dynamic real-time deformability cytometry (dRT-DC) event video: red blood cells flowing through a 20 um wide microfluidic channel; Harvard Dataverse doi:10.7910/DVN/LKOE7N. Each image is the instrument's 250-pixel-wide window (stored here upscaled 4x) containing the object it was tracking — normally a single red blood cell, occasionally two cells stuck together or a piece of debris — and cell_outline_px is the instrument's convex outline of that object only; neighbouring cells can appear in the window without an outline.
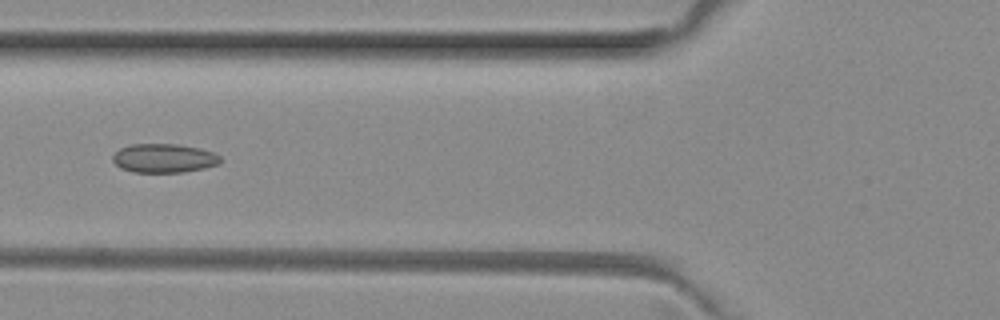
{"species": "common noctule bat (a hibernating species)", "species_latin": "Nyctalus noctula", "temperature_condition": "room temperature", "stored_images_in_passage": 6, "camera_frame_rate_fps": 3000, "um_per_image_px": 0.085, "animal": {"sex": "female", "body_mass_g": 29.2, "forearm_length_mm": 56.3}, "frame": {"image": 1, "passage_image": 5, "time_ms": 1.333, "image_size_px": [1000, 320], "cell_outline_px": [[220, 164], [204, 168], [184, 172], [132, 172], [120, 168], [112, 160], [112, 156], [120, 148], [132, 144], [176, 144], [200, 148], [216, 152], [220, 156]], "centroid_in_image_um": [13.95, 13.45], "position_along_channel_um": 111.8, "area_um2": 18.26}}
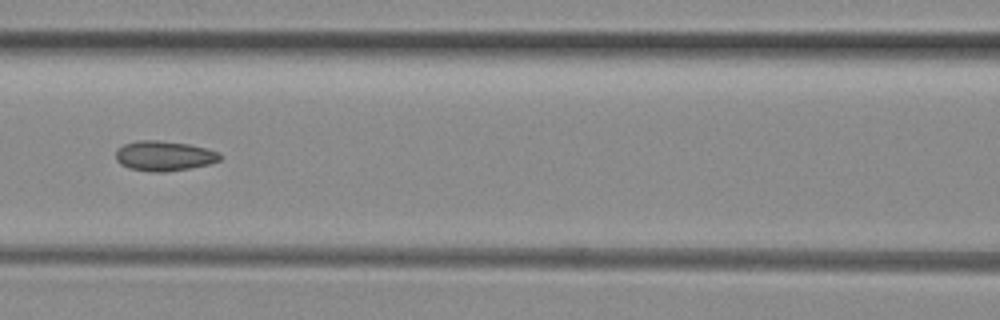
{"frame": {"image": 2, "passage_image": 6, "time_ms": 1.667, "image_size_px": [1000, 320], "cell_outline_px": [[224, 156], [220, 160], [208, 164], [188, 168], [164, 172], [152, 172], [128, 168], [120, 164], [116, 160], [116, 152], [124, 144], [140, 140], [156, 140], [188, 144], [208, 148], [220, 152]], "centroid_in_image_um": [13.98, 13.25], "position_along_channel_um": 152.6, "area_um2": 18.21}}